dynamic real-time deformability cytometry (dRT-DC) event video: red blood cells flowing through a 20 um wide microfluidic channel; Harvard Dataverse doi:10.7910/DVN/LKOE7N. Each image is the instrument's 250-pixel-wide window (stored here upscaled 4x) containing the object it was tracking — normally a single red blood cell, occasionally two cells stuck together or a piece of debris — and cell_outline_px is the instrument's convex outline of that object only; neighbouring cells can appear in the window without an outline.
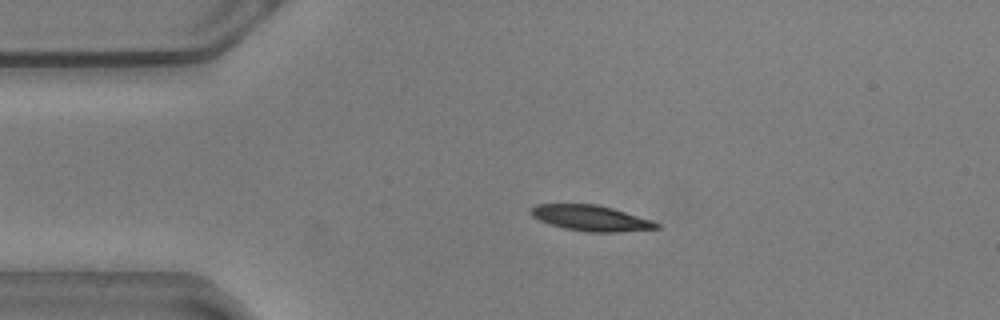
{"species": "common noctule bat (a hibernating species)", "species_latin": "Nyctalus noctula", "temperature_condition": "warm", "stored_images_in_passage": 46, "camera_frame_rate_fps": 3000, "um_per_image_px": 0.085, "animal": {"sex": "male", "body_mass_g": 20.5, "forearm_length_mm": 52.5}, "frame": {"image": 1, "passage_image": 1, "time_ms": 0.0, "image_size_px": [1000, 320], "cell_outline_px": [[660, 228], [616, 232], [588, 232], [564, 228], [548, 224], [532, 216], [528, 212], [536, 204], [596, 204], [612, 208], [652, 220], [660, 224]], "centroid_in_image_um": [50.2, 18.54], "position_along_channel_um": 34.8, "area_um2": 18.73}}
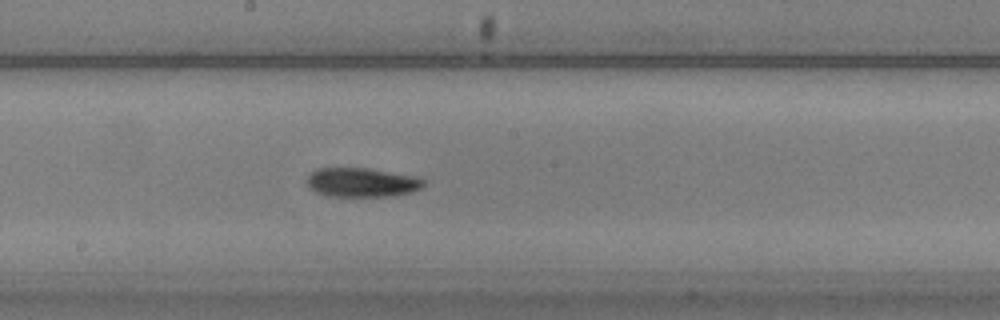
{"frame": {"image": 2, "passage_image": 19, "time_ms": 6.0, "image_size_px": [1000, 320], "cell_outline_px": [[424, 184], [420, 188], [412, 192], [396, 196], [328, 196], [316, 192], [308, 188], [308, 176], [316, 168], [368, 168], [412, 176], [424, 180]], "centroid_in_image_um": [30.73, 15.51], "position_along_channel_um": 217.5, "area_um2": 19.71}}
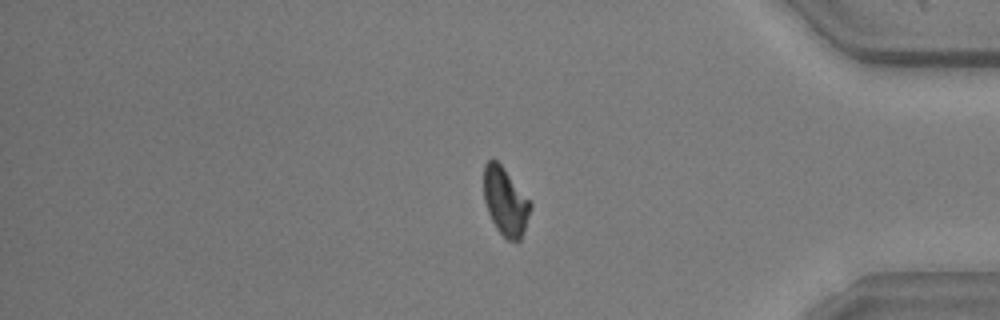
{"frame": {"image": 3, "passage_image": 36, "time_ms": 11.667, "image_size_px": [1000, 320], "cell_outline_px": [[532, 208], [520, 240], [508, 240], [496, 228], [488, 212], [484, 200], [484, 164], [488, 160], [496, 160], [500, 164], [532, 204]], "centroid_in_image_um": [42.94, 17.13], "position_along_channel_um": 392.3, "area_um2": 18.03}, "authors_computed_cell_mechanics": {"area_um2": 19.1318, "velocity_mm_per_s": 3.5723, "shape_relaxation_time_tau1_ms": 3.5118, "shape_relaxation_time_tau2_ms": null, "deformation_change_tau1": 0.1327, "deformation_change_tau2": null}}